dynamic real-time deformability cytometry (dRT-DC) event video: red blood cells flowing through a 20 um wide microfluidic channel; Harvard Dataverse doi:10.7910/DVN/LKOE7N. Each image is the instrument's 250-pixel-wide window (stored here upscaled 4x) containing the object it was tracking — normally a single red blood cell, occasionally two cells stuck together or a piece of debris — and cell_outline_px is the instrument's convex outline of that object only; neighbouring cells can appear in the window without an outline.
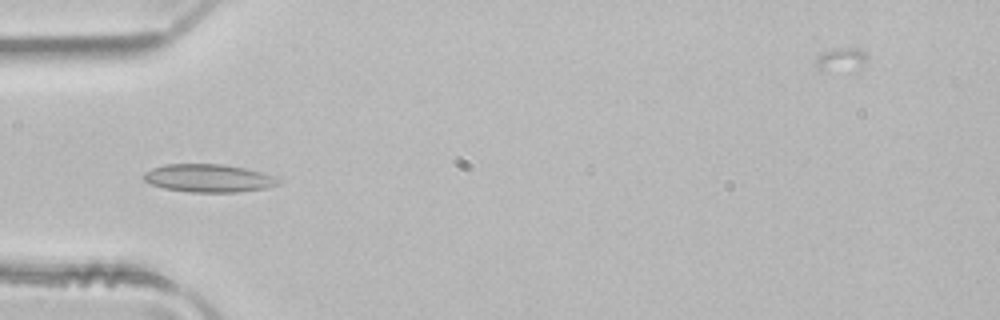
{"species": "common noctule bat (a hibernating species)", "species_latin": "Nyctalus noctula", "temperature_condition": "room temperature", "stored_images_in_passage": 3, "camera_frame_rate_fps": 3000, "um_per_image_px": 0.085, "animal": {"sex": "male", "body_mass_g": 21.5, "forearm_length_mm": 52.0}, "frame": {"image": 1, "passage_image": 3, "time_ms": 0.667, "image_size_px": [1000, 320], "cell_outline_px": [[280, 180], [276, 184], [268, 188], [236, 192], [188, 192], [164, 188], [152, 184], [144, 180], [144, 172], [152, 168], [164, 164], [224, 164], [244, 168], [260, 172], [272, 176]], "centroid_in_image_um": [17.69, 15.14], "position_along_channel_um": 67.3, "area_um2": 21.79}}